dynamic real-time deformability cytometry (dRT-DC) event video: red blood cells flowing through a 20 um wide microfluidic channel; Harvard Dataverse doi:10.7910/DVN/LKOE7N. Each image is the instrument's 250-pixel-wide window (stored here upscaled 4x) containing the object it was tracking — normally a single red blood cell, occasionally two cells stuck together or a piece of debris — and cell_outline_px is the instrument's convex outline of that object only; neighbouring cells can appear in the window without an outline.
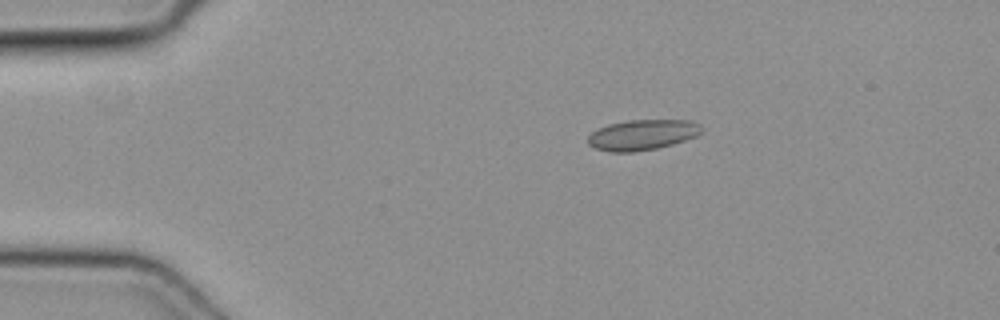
{"species": "common noctule bat (a hibernating species)", "species_latin": "Nyctalus noctula", "temperature_condition": "cold", "stored_images_in_passage": 10, "camera_frame_rate_fps": 3000, "um_per_image_px": 0.085, "animal": {"sex": "female", "body_mass_g": 19.3, "forearm_length_mm": 54.1}, "frame": {"image": 1, "passage_image": 1, "time_ms": 0.0, "image_size_px": [1000, 320], "cell_outline_px": [[704, 128], [696, 136], [672, 144], [656, 148], [636, 152], [608, 152], [596, 148], [588, 144], [588, 136], [596, 128], [608, 124], [628, 120], [692, 120], [700, 124]], "centroid_in_image_um": [54.59, 11.45], "position_along_channel_um": 30.4, "area_um2": 20.29}}
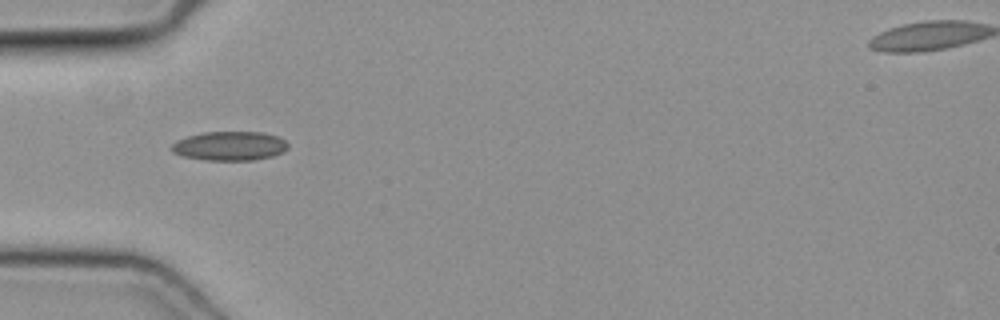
{"frame": {"image": 2, "passage_image": 8, "time_ms": 2.333, "image_size_px": [1000, 320], "cell_outline_px": [[288, 148], [284, 152], [272, 156], [252, 160], [204, 160], [184, 156], [172, 152], [172, 144], [176, 140], [188, 136], [204, 132], [264, 132], [276, 136], [284, 140], [288, 144]], "centroid_in_image_um": [19.53, 12.4], "position_along_channel_um": 65.5, "area_um2": 19.71}}